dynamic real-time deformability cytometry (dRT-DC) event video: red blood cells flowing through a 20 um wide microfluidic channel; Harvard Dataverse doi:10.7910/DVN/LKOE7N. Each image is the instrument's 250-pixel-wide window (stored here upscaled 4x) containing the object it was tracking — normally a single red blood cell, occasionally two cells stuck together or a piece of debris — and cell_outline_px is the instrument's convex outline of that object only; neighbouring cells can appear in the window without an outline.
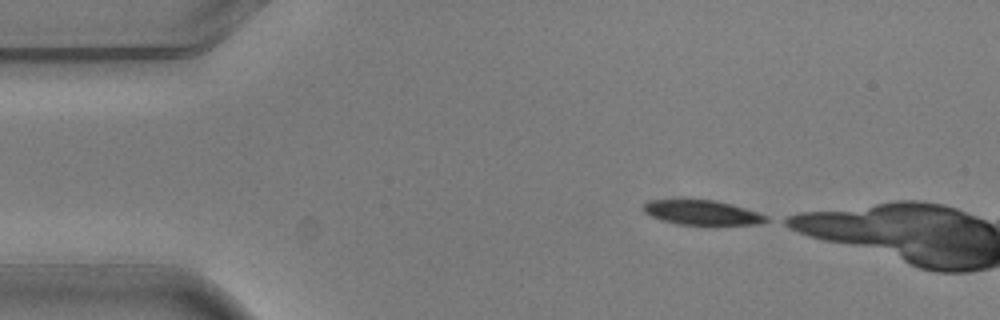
{"species": "common noctule bat (a hibernating species)", "species_latin": "Nyctalus noctula", "temperature_condition": "warm", "stored_images_in_passage": 3, "camera_frame_rate_fps": 3000, "um_per_image_px": 0.085, "animal": {"sex": "male", "body_mass_g": 20.5, "forearm_length_mm": 52.5}, "frame": {"image": 1, "passage_image": 1, "time_ms": 0.0, "image_size_px": [1000, 320], "cell_outline_px": [[768, 220], [760, 224], [676, 224], [652, 216], [644, 212], [644, 204], [652, 200], [712, 200], [732, 204], [768, 216]], "centroid_in_image_um": [59.69, 18.07], "position_along_channel_um": 25.3, "area_um2": 17.11}}